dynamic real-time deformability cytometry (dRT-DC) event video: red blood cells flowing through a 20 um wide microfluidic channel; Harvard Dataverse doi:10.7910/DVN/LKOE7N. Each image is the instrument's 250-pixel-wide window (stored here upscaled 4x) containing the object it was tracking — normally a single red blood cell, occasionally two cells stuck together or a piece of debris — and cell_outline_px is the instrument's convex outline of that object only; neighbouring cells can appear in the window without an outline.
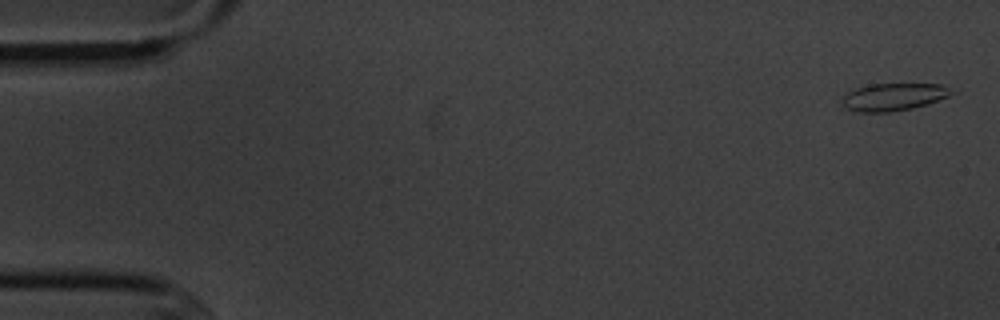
{"species": "common noctule bat (a hibernating species)", "species_latin": "Nyctalus noctula", "temperature_condition": "cold", "stored_images_in_passage": 6, "camera_frame_rate_fps": 3000, "um_per_image_px": 0.085, "animal": {"sex": "male", "body_mass_g": 20.1, "forearm_length_mm": 53.5}, "frame": {"image": 1, "passage_image": 1, "time_ms": 0.0, "image_size_px": [1000, 320], "cell_outline_px": [[960, 92], [928, 104], [912, 108], [888, 112], [860, 112], [840, 108], [844, 96], [848, 92], [856, 88], [872, 84], [944, 84]], "centroid_in_image_um": [76.01, 8.24], "position_along_channel_um": 9.0, "area_um2": 17.86}}